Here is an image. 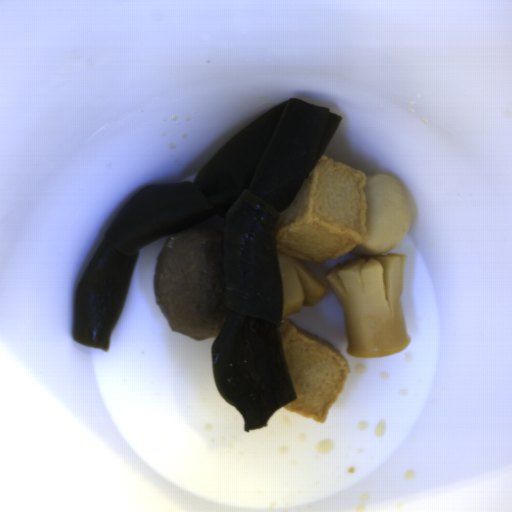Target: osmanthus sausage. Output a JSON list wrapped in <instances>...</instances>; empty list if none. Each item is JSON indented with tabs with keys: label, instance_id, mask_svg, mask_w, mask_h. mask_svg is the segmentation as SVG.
Segmentation results:
<instances>
[{
	"label": "osmanthus sausage",
	"instance_id": "2",
	"mask_svg": "<svg viewBox=\"0 0 512 512\" xmlns=\"http://www.w3.org/2000/svg\"><path fill=\"white\" fill-rule=\"evenodd\" d=\"M282 277V320L301 311L303 305L322 300L327 287L302 260L276 249Z\"/></svg>",
	"mask_w": 512,
	"mask_h": 512
},
{
	"label": "osmanthus sausage",
	"instance_id": "1",
	"mask_svg": "<svg viewBox=\"0 0 512 512\" xmlns=\"http://www.w3.org/2000/svg\"><path fill=\"white\" fill-rule=\"evenodd\" d=\"M406 261L405 254L363 256L326 275L342 308L350 355L390 356L410 344L400 299Z\"/></svg>",
	"mask_w": 512,
	"mask_h": 512
}]
</instances>
